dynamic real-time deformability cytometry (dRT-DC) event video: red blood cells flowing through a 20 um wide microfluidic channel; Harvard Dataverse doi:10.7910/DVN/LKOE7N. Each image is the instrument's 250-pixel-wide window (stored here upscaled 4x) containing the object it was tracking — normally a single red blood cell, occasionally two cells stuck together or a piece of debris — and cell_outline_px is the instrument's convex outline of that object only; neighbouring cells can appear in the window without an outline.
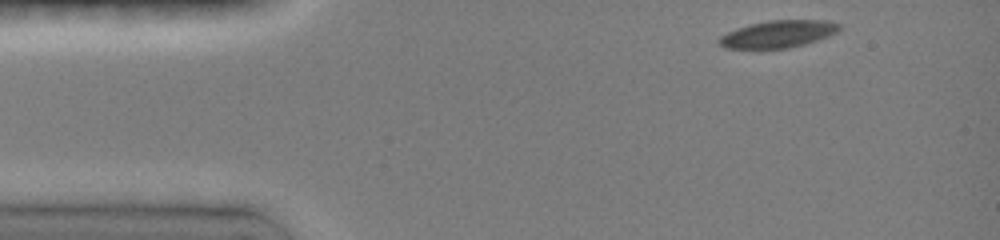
{"species": "common noctule bat (a hibernating species)", "species_latin": "Nyctalus noctula", "temperature_condition": "room temperature", "stored_images_in_passage": 43, "camera_frame_rate_fps": 3000, "um_per_image_px": 0.085, "animal": {"sex": "female", "body_mass_g": 19.0, "forearm_length_mm": 51.5}, "frame": {"image": 1, "passage_image": 1, "time_ms": 0.0, "image_size_px": [1000, 240], "cell_outline_px": [[840, 28], [836, 32], [828, 36], [804, 44], [788, 48], [724, 48], [716, 40], [720, 36], [736, 28], [748, 24], [768, 20], [828, 20], [840, 24]], "centroid_in_image_um": [66.11, 2.88], "position_along_channel_um": 18.9, "area_um2": 19.02}}
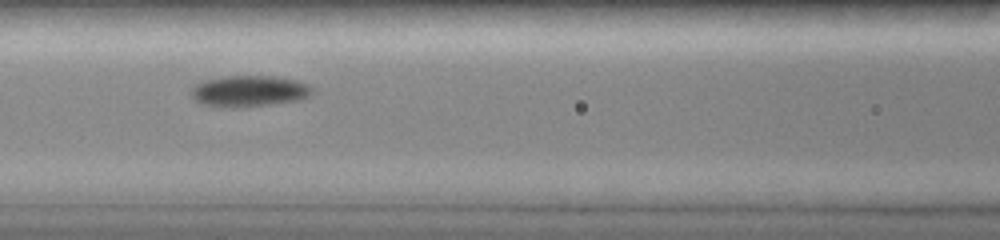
{"frame": {"image": 2, "passage_image": 12, "time_ms": 5.0, "image_size_px": [1000, 240], "cell_outline_px": [[312, 92], [308, 96], [300, 100], [268, 104], [232, 108], [220, 108], [200, 104], [192, 96], [192, 88], [200, 80], [224, 76], [276, 76], [296, 80], [308, 84], [312, 88]], "centroid_in_image_um": [21.13, 7.74], "position_along_channel_um": 145.5, "area_um2": 22.2}}
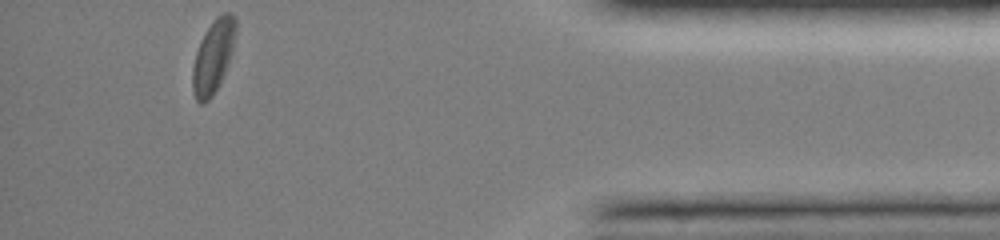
{"frame": {"image": 3, "passage_image": 43, "time_ms": 12.667, "image_size_px": [1000, 240], "cell_outline_px": [[236, 32], [232, 52], [220, 84], [212, 96], [208, 100], [200, 104], [196, 100], [192, 88], [192, 68], [196, 52], [200, 40], [204, 32], [212, 20], [216, 16], [224, 12], [232, 12], [236, 16]], "centroid_in_image_um": [18.13, 4.75], "position_along_channel_um": 417.1, "area_um2": 18.67}, "authors_computed_cell_mechanics": {"area_um2": 19.652, "velocity_mm_per_s": 3.9964, "shape_relaxation_time_tau1_ms": 2.2771, "shape_relaxation_time_tau2_ms": 2.3961, "deformation_change_tau1": 0.0769, "deformation_change_tau2": 0.0485}}